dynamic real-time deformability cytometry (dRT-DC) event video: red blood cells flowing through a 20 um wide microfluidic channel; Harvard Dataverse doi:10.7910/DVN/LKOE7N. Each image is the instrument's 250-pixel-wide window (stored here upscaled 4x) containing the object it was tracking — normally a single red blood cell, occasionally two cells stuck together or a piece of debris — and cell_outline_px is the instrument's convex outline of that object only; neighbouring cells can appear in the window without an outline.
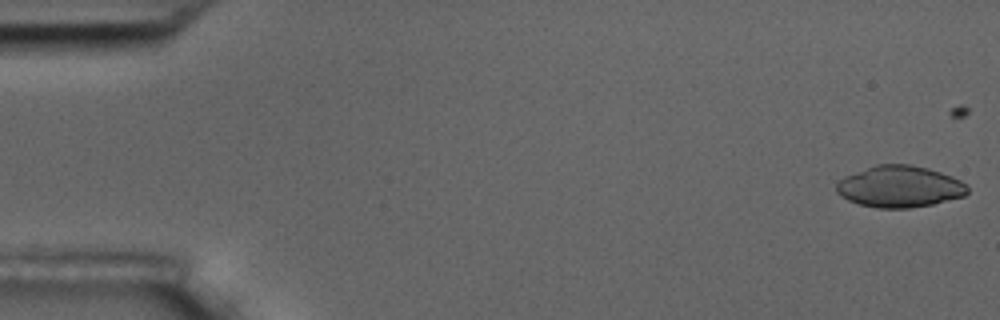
{"species": "common noctule bat (a hibernating species)", "species_latin": "Nyctalus noctula", "temperature_condition": "room temperature", "stored_images_in_passage": 7, "camera_frame_rate_fps": 3000, "um_per_image_px": 0.085, "animal": {"sex": "male", "body_mass_g": 17.5, "forearm_length_mm": 52.3}, "frame": {"image": 1, "passage_image": 1, "time_ms": 0.0, "image_size_px": [1000, 320], "cell_outline_px": [[968, 192], [964, 196], [932, 204], [908, 208], [876, 208], [860, 204], [848, 200], [840, 196], [836, 192], [836, 184], [844, 176], [876, 164], [908, 164], [928, 168], [952, 176], [968, 184]], "centroid_in_image_um": [76.47, 15.86], "position_along_channel_um": 8.5, "area_um2": 31.79}}